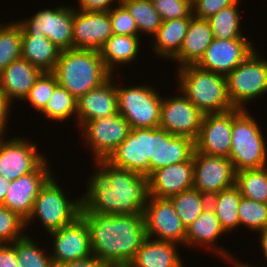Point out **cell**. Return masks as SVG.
I'll use <instances>...</instances> for the list:
<instances>
[{
	"label": "cell",
	"mask_w": 267,
	"mask_h": 267,
	"mask_svg": "<svg viewBox=\"0 0 267 267\" xmlns=\"http://www.w3.org/2000/svg\"><path fill=\"white\" fill-rule=\"evenodd\" d=\"M82 196L81 213L143 214L150 198L146 175L113 166L107 160L94 162Z\"/></svg>",
	"instance_id": "1"
},
{
	"label": "cell",
	"mask_w": 267,
	"mask_h": 267,
	"mask_svg": "<svg viewBox=\"0 0 267 267\" xmlns=\"http://www.w3.org/2000/svg\"><path fill=\"white\" fill-rule=\"evenodd\" d=\"M92 255L105 265L129 264L146 239L144 215L81 213Z\"/></svg>",
	"instance_id": "2"
},
{
	"label": "cell",
	"mask_w": 267,
	"mask_h": 267,
	"mask_svg": "<svg viewBox=\"0 0 267 267\" xmlns=\"http://www.w3.org/2000/svg\"><path fill=\"white\" fill-rule=\"evenodd\" d=\"M52 73L57 83L76 99L103 85L113 75L106 68L99 51L74 48L61 50Z\"/></svg>",
	"instance_id": "3"
},
{
	"label": "cell",
	"mask_w": 267,
	"mask_h": 267,
	"mask_svg": "<svg viewBox=\"0 0 267 267\" xmlns=\"http://www.w3.org/2000/svg\"><path fill=\"white\" fill-rule=\"evenodd\" d=\"M176 81L182 93L203 113H222L232 110L226 77L186 65L177 69Z\"/></svg>",
	"instance_id": "4"
},
{
	"label": "cell",
	"mask_w": 267,
	"mask_h": 267,
	"mask_svg": "<svg viewBox=\"0 0 267 267\" xmlns=\"http://www.w3.org/2000/svg\"><path fill=\"white\" fill-rule=\"evenodd\" d=\"M233 108L229 159L236 172L267 166V142L250 110Z\"/></svg>",
	"instance_id": "5"
},
{
	"label": "cell",
	"mask_w": 267,
	"mask_h": 267,
	"mask_svg": "<svg viewBox=\"0 0 267 267\" xmlns=\"http://www.w3.org/2000/svg\"><path fill=\"white\" fill-rule=\"evenodd\" d=\"M52 176L37 195L31 215L26 220V228L37 218L47 234L74 222L81 214L82 196L69 199L64 190Z\"/></svg>",
	"instance_id": "6"
},
{
	"label": "cell",
	"mask_w": 267,
	"mask_h": 267,
	"mask_svg": "<svg viewBox=\"0 0 267 267\" xmlns=\"http://www.w3.org/2000/svg\"><path fill=\"white\" fill-rule=\"evenodd\" d=\"M118 84V113L128 121L131 129L159 127L163 96L155 86Z\"/></svg>",
	"instance_id": "7"
},
{
	"label": "cell",
	"mask_w": 267,
	"mask_h": 267,
	"mask_svg": "<svg viewBox=\"0 0 267 267\" xmlns=\"http://www.w3.org/2000/svg\"><path fill=\"white\" fill-rule=\"evenodd\" d=\"M255 49L226 76L228 96L234 108L247 109V103L267 93V60Z\"/></svg>",
	"instance_id": "8"
},
{
	"label": "cell",
	"mask_w": 267,
	"mask_h": 267,
	"mask_svg": "<svg viewBox=\"0 0 267 267\" xmlns=\"http://www.w3.org/2000/svg\"><path fill=\"white\" fill-rule=\"evenodd\" d=\"M75 7L56 6L39 9L28 19L16 20L22 34L45 35L61 50L73 49V20Z\"/></svg>",
	"instance_id": "9"
},
{
	"label": "cell",
	"mask_w": 267,
	"mask_h": 267,
	"mask_svg": "<svg viewBox=\"0 0 267 267\" xmlns=\"http://www.w3.org/2000/svg\"><path fill=\"white\" fill-rule=\"evenodd\" d=\"M94 162L107 160L131 131L128 121L119 113L85 122L80 128ZM83 133V134H82Z\"/></svg>",
	"instance_id": "10"
},
{
	"label": "cell",
	"mask_w": 267,
	"mask_h": 267,
	"mask_svg": "<svg viewBox=\"0 0 267 267\" xmlns=\"http://www.w3.org/2000/svg\"><path fill=\"white\" fill-rule=\"evenodd\" d=\"M163 97L159 127L172 135L197 139L203 113L182 93Z\"/></svg>",
	"instance_id": "11"
},
{
	"label": "cell",
	"mask_w": 267,
	"mask_h": 267,
	"mask_svg": "<svg viewBox=\"0 0 267 267\" xmlns=\"http://www.w3.org/2000/svg\"><path fill=\"white\" fill-rule=\"evenodd\" d=\"M194 188L208 197L235 186L236 171L232 161L194 151Z\"/></svg>",
	"instance_id": "12"
},
{
	"label": "cell",
	"mask_w": 267,
	"mask_h": 267,
	"mask_svg": "<svg viewBox=\"0 0 267 267\" xmlns=\"http://www.w3.org/2000/svg\"><path fill=\"white\" fill-rule=\"evenodd\" d=\"M143 215L147 237L185 245L186 228L168 198L150 196Z\"/></svg>",
	"instance_id": "13"
},
{
	"label": "cell",
	"mask_w": 267,
	"mask_h": 267,
	"mask_svg": "<svg viewBox=\"0 0 267 267\" xmlns=\"http://www.w3.org/2000/svg\"><path fill=\"white\" fill-rule=\"evenodd\" d=\"M27 138L0 137V176L13 181L36 170L45 160L38 147Z\"/></svg>",
	"instance_id": "14"
},
{
	"label": "cell",
	"mask_w": 267,
	"mask_h": 267,
	"mask_svg": "<svg viewBox=\"0 0 267 267\" xmlns=\"http://www.w3.org/2000/svg\"><path fill=\"white\" fill-rule=\"evenodd\" d=\"M251 40L247 38L228 40L214 38L196 65L203 70L226 77L256 49L255 43Z\"/></svg>",
	"instance_id": "15"
},
{
	"label": "cell",
	"mask_w": 267,
	"mask_h": 267,
	"mask_svg": "<svg viewBox=\"0 0 267 267\" xmlns=\"http://www.w3.org/2000/svg\"><path fill=\"white\" fill-rule=\"evenodd\" d=\"M53 248L49 251L55 265L92 257L90 233L85 220L79 216L74 222L50 232Z\"/></svg>",
	"instance_id": "16"
},
{
	"label": "cell",
	"mask_w": 267,
	"mask_h": 267,
	"mask_svg": "<svg viewBox=\"0 0 267 267\" xmlns=\"http://www.w3.org/2000/svg\"><path fill=\"white\" fill-rule=\"evenodd\" d=\"M46 159L36 170L10 183L9 191L1 206L18 213L27 220L33 210L34 201L41 188L53 176Z\"/></svg>",
	"instance_id": "17"
},
{
	"label": "cell",
	"mask_w": 267,
	"mask_h": 267,
	"mask_svg": "<svg viewBox=\"0 0 267 267\" xmlns=\"http://www.w3.org/2000/svg\"><path fill=\"white\" fill-rule=\"evenodd\" d=\"M233 109L203 115L195 151L229 158L232 140Z\"/></svg>",
	"instance_id": "18"
},
{
	"label": "cell",
	"mask_w": 267,
	"mask_h": 267,
	"mask_svg": "<svg viewBox=\"0 0 267 267\" xmlns=\"http://www.w3.org/2000/svg\"><path fill=\"white\" fill-rule=\"evenodd\" d=\"M151 128L131 129L107 159L113 166L149 176Z\"/></svg>",
	"instance_id": "19"
},
{
	"label": "cell",
	"mask_w": 267,
	"mask_h": 267,
	"mask_svg": "<svg viewBox=\"0 0 267 267\" xmlns=\"http://www.w3.org/2000/svg\"><path fill=\"white\" fill-rule=\"evenodd\" d=\"M195 151V141L187 136L172 135L157 127L151 128L149 175L162 167L188 161Z\"/></svg>",
	"instance_id": "20"
},
{
	"label": "cell",
	"mask_w": 267,
	"mask_h": 267,
	"mask_svg": "<svg viewBox=\"0 0 267 267\" xmlns=\"http://www.w3.org/2000/svg\"><path fill=\"white\" fill-rule=\"evenodd\" d=\"M223 234L226 233L222 229L214 209L208 205L202 214L186 228L185 247L196 248L199 246L202 248L205 246L206 251L208 248L209 251L215 253L214 255L218 254L219 258L221 257L230 265L233 264V267H237L240 261L233 257L229 250H225V247L222 248L216 243Z\"/></svg>",
	"instance_id": "21"
},
{
	"label": "cell",
	"mask_w": 267,
	"mask_h": 267,
	"mask_svg": "<svg viewBox=\"0 0 267 267\" xmlns=\"http://www.w3.org/2000/svg\"><path fill=\"white\" fill-rule=\"evenodd\" d=\"M113 35L109 12L75 9L73 48L99 51Z\"/></svg>",
	"instance_id": "22"
},
{
	"label": "cell",
	"mask_w": 267,
	"mask_h": 267,
	"mask_svg": "<svg viewBox=\"0 0 267 267\" xmlns=\"http://www.w3.org/2000/svg\"><path fill=\"white\" fill-rule=\"evenodd\" d=\"M114 78L115 75H112L103 85L77 99L76 128L81 127L85 122L118 113L117 83Z\"/></svg>",
	"instance_id": "23"
},
{
	"label": "cell",
	"mask_w": 267,
	"mask_h": 267,
	"mask_svg": "<svg viewBox=\"0 0 267 267\" xmlns=\"http://www.w3.org/2000/svg\"><path fill=\"white\" fill-rule=\"evenodd\" d=\"M150 196L170 198L194 187L193 156L185 162L175 163L153 171L149 176Z\"/></svg>",
	"instance_id": "24"
},
{
	"label": "cell",
	"mask_w": 267,
	"mask_h": 267,
	"mask_svg": "<svg viewBox=\"0 0 267 267\" xmlns=\"http://www.w3.org/2000/svg\"><path fill=\"white\" fill-rule=\"evenodd\" d=\"M42 73L29 61L17 59L0 73V90L11 104L15 99L23 101Z\"/></svg>",
	"instance_id": "25"
},
{
	"label": "cell",
	"mask_w": 267,
	"mask_h": 267,
	"mask_svg": "<svg viewBox=\"0 0 267 267\" xmlns=\"http://www.w3.org/2000/svg\"><path fill=\"white\" fill-rule=\"evenodd\" d=\"M214 36L207 19H190L187 33L178 54L172 59L180 68L186 65H196L204 56L206 49L213 41Z\"/></svg>",
	"instance_id": "26"
},
{
	"label": "cell",
	"mask_w": 267,
	"mask_h": 267,
	"mask_svg": "<svg viewBox=\"0 0 267 267\" xmlns=\"http://www.w3.org/2000/svg\"><path fill=\"white\" fill-rule=\"evenodd\" d=\"M179 244L146 237L134 258L131 267H185L179 255Z\"/></svg>",
	"instance_id": "27"
},
{
	"label": "cell",
	"mask_w": 267,
	"mask_h": 267,
	"mask_svg": "<svg viewBox=\"0 0 267 267\" xmlns=\"http://www.w3.org/2000/svg\"><path fill=\"white\" fill-rule=\"evenodd\" d=\"M140 37L113 34L99 50L106 68L113 75L119 66L132 64V62H136L135 59L139 58Z\"/></svg>",
	"instance_id": "28"
},
{
	"label": "cell",
	"mask_w": 267,
	"mask_h": 267,
	"mask_svg": "<svg viewBox=\"0 0 267 267\" xmlns=\"http://www.w3.org/2000/svg\"><path fill=\"white\" fill-rule=\"evenodd\" d=\"M192 17L162 21L157 33L152 37L153 54L172 59L178 54Z\"/></svg>",
	"instance_id": "29"
},
{
	"label": "cell",
	"mask_w": 267,
	"mask_h": 267,
	"mask_svg": "<svg viewBox=\"0 0 267 267\" xmlns=\"http://www.w3.org/2000/svg\"><path fill=\"white\" fill-rule=\"evenodd\" d=\"M61 49L45 35L22 34L21 58L29 61L42 72H53Z\"/></svg>",
	"instance_id": "30"
},
{
	"label": "cell",
	"mask_w": 267,
	"mask_h": 267,
	"mask_svg": "<svg viewBox=\"0 0 267 267\" xmlns=\"http://www.w3.org/2000/svg\"><path fill=\"white\" fill-rule=\"evenodd\" d=\"M241 197L236 186L209 197V205L214 209L226 235L240 227L238 205Z\"/></svg>",
	"instance_id": "31"
},
{
	"label": "cell",
	"mask_w": 267,
	"mask_h": 267,
	"mask_svg": "<svg viewBox=\"0 0 267 267\" xmlns=\"http://www.w3.org/2000/svg\"><path fill=\"white\" fill-rule=\"evenodd\" d=\"M240 0L230 6L224 7L218 13L207 19L214 38L221 40L248 38L244 37L241 27Z\"/></svg>",
	"instance_id": "32"
},
{
	"label": "cell",
	"mask_w": 267,
	"mask_h": 267,
	"mask_svg": "<svg viewBox=\"0 0 267 267\" xmlns=\"http://www.w3.org/2000/svg\"><path fill=\"white\" fill-rule=\"evenodd\" d=\"M181 222L187 228L209 205V197L201 194L194 187L168 198Z\"/></svg>",
	"instance_id": "33"
},
{
	"label": "cell",
	"mask_w": 267,
	"mask_h": 267,
	"mask_svg": "<svg viewBox=\"0 0 267 267\" xmlns=\"http://www.w3.org/2000/svg\"><path fill=\"white\" fill-rule=\"evenodd\" d=\"M235 186L242 197L267 204V166L236 172Z\"/></svg>",
	"instance_id": "34"
},
{
	"label": "cell",
	"mask_w": 267,
	"mask_h": 267,
	"mask_svg": "<svg viewBox=\"0 0 267 267\" xmlns=\"http://www.w3.org/2000/svg\"><path fill=\"white\" fill-rule=\"evenodd\" d=\"M121 4L135 19L140 36L144 33L153 37L157 33L162 20L154 9L152 0H122Z\"/></svg>",
	"instance_id": "35"
},
{
	"label": "cell",
	"mask_w": 267,
	"mask_h": 267,
	"mask_svg": "<svg viewBox=\"0 0 267 267\" xmlns=\"http://www.w3.org/2000/svg\"><path fill=\"white\" fill-rule=\"evenodd\" d=\"M77 99L59 84L54 88L47 105L41 111L45 119L55 121H68L72 116L77 120Z\"/></svg>",
	"instance_id": "36"
},
{
	"label": "cell",
	"mask_w": 267,
	"mask_h": 267,
	"mask_svg": "<svg viewBox=\"0 0 267 267\" xmlns=\"http://www.w3.org/2000/svg\"><path fill=\"white\" fill-rule=\"evenodd\" d=\"M28 234L12 243L16 248L19 267H56L50 252L43 250Z\"/></svg>",
	"instance_id": "37"
},
{
	"label": "cell",
	"mask_w": 267,
	"mask_h": 267,
	"mask_svg": "<svg viewBox=\"0 0 267 267\" xmlns=\"http://www.w3.org/2000/svg\"><path fill=\"white\" fill-rule=\"evenodd\" d=\"M22 30L13 20L0 27V73L21 58Z\"/></svg>",
	"instance_id": "38"
},
{
	"label": "cell",
	"mask_w": 267,
	"mask_h": 267,
	"mask_svg": "<svg viewBox=\"0 0 267 267\" xmlns=\"http://www.w3.org/2000/svg\"><path fill=\"white\" fill-rule=\"evenodd\" d=\"M238 209L240 228H248V230L258 233L267 225L266 203H260L241 197Z\"/></svg>",
	"instance_id": "39"
},
{
	"label": "cell",
	"mask_w": 267,
	"mask_h": 267,
	"mask_svg": "<svg viewBox=\"0 0 267 267\" xmlns=\"http://www.w3.org/2000/svg\"><path fill=\"white\" fill-rule=\"evenodd\" d=\"M26 220L0 205V244H12L26 236Z\"/></svg>",
	"instance_id": "40"
},
{
	"label": "cell",
	"mask_w": 267,
	"mask_h": 267,
	"mask_svg": "<svg viewBox=\"0 0 267 267\" xmlns=\"http://www.w3.org/2000/svg\"><path fill=\"white\" fill-rule=\"evenodd\" d=\"M57 85L56 76L52 72H43L23 101L29 103L36 112L40 113L47 105Z\"/></svg>",
	"instance_id": "41"
},
{
	"label": "cell",
	"mask_w": 267,
	"mask_h": 267,
	"mask_svg": "<svg viewBox=\"0 0 267 267\" xmlns=\"http://www.w3.org/2000/svg\"><path fill=\"white\" fill-rule=\"evenodd\" d=\"M162 21L192 17V0H152Z\"/></svg>",
	"instance_id": "42"
},
{
	"label": "cell",
	"mask_w": 267,
	"mask_h": 267,
	"mask_svg": "<svg viewBox=\"0 0 267 267\" xmlns=\"http://www.w3.org/2000/svg\"><path fill=\"white\" fill-rule=\"evenodd\" d=\"M108 12L114 35L139 36L135 19L122 4L113 7Z\"/></svg>",
	"instance_id": "43"
},
{
	"label": "cell",
	"mask_w": 267,
	"mask_h": 267,
	"mask_svg": "<svg viewBox=\"0 0 267 267\" xmlns=\"http://www.w3.org/2000/svg\"><path fill=\"white\" fill-rule=\"evenodd\" d=\"M239 0H192V14L197 18L208 19L224 7Z\"/></svg>",
	"instance_id": "44"
},
{
	"label": "cell",
	"mask_w": 267,
	"mask_h": 267,
	"mask_svg": "<svg viewBox=\"0 0 267 267\" xmlns=\"http://www.w3.org/2000/svg\"><path fill=\"white\" fill-rule=\"evenodd\" d=\"M116 2V3H115ZM122 0H77V10L81 11H103L108 12L114 6L120 5ZM114 3V4H113Z\"/></svg>",
	"instance_id": "45"
},
{
	"label": "cell",
	"mask_w": 267,
	"mask_h": 267,
	"mask_svg": "<svg viewBox=\"0 0 267 267\" xmlns=\"http://www.w3.org/2000/svg\"><path fill=\"white\" fill-rule=\"evenodd\" d=\"M0 267H19L16 248L12 244H0Z\"/></svg>",
	"instance_id": "46"
},
{
	"label": "cell",
	"mask_w": 267,
	"mask_h": 267,
	"mask_svg": "<svg viewBox=\"0 0 267 267\" xmlns=\"http://www.w3.org/2000/svg\"><path fill=\"white\" fill-rule=\"evenodd\" d=\"M12 104L7 100L6 96L0 90V137L8 136L6 133L9 116L11 114ZM10 112V113H9Z\"/></svg>",
	"instance_id": "47"
},
{
	"label": "cell",
	"mask_w": 267,
	"mask_h": 267,
	"mask_svg": "<svg viewBox=\"0 0 267 267\" xmlns=\"http://www.w3.org/2000/svg\"><path fill=\"white\" fill-rule=\"evenodd\" d=\"M56 267H107V265L92 256L81 260L64 262L56 265Z\"/></svg>",
	"instance_id": "48"
},
{
	"label": "cell",
	"mask_w": 267,
	"mask_h": 267,
	"mask_svg": "<svg viewBox=\"0 0 267 267\" xmlns=\"http://www.w3.org/2000/svg\"><path fill=\"white\" fill-rule=\"evenodd\" d=\"M258 233V235H260L258 236V240H260L258 241L260 244V249L262 250V255L266 258L267 261V225Z\"/></svg>",
	"instance_id": "49"
},
{
	"label": "cell",
	"mask_w": 267,
	"mask_h": 267,
	"mask_svg": "<svg viewBox=\"0 0 267 267\" xmlns=\"http://www.w3.org/2000/svg\"><path fill=\"white\" fill-rule=\"evenodd\" d=\"M11 181L0 176V205L4 202V199L9 191Z\"/></svg>",
	"instance_id": "50"
},
{
	"label": "cell",
	"mask_w": 267,
	"mask_h": 267,
	"mask_svg": "<svg viewBox=\"0 0 267 267\" xmlns=\"http://www.w3.org/2000/svg\"><path fill=\"white\" fill-rule=\"evenodd\" d=\"M107 267H131L129 264H110Z\"/></svg>",
	"instance_id": "51"
},
{
	"label": "cell",
	"mask_w": 267,
	"mask_h": 267,
	"mask_svg": "<svg viewBox=\"0 0 267 267\" xmlns=\"http://www.w3.org/2000/svg\"><path fill=\"white\" fill-rule=\"evenodd\" d=\"M237 267H253V266L251 264H248L247 262L243 263L240 261Z\"/></svg>",
	"instance_id": "52"
}]
</instances>
